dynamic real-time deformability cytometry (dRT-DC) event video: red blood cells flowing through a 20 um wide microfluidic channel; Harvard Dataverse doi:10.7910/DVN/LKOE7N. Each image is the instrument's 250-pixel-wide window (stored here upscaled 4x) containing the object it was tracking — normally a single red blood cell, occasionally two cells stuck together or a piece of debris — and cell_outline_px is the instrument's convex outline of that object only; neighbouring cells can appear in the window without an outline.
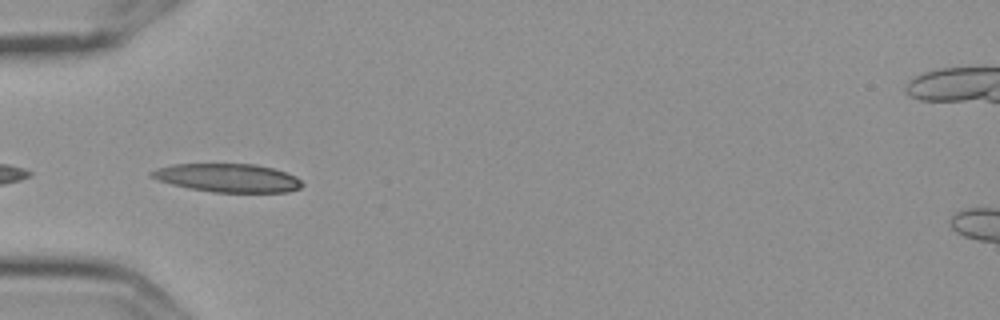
{"species": "Egyptian fruit bat (a non-hibernating species)", "species_latin": "Rousettus aegyptiacus", "temperature_condition": "cold", "stored_images_in_passage": 5, "camera_frame_rate_fps": 3000, "um_per_image_px": 0.085, "frame": {"image": 1, "passage_image": 5, "time_ms": 1.333, "image_size_px": [1000, 320], "cell_outline_px": [[304, 184], [300, 188], [288, 192], [212, 192], [188, 188], [172, 184], [148, 176], [148, 172], [156, 168], [176, 164], [256, 164], [272, 168], [296, 176]], "centroid_in_image_um": [19.35, 15.12], "position_along_channel_um": 65.7, "area_um2": 24.91}}